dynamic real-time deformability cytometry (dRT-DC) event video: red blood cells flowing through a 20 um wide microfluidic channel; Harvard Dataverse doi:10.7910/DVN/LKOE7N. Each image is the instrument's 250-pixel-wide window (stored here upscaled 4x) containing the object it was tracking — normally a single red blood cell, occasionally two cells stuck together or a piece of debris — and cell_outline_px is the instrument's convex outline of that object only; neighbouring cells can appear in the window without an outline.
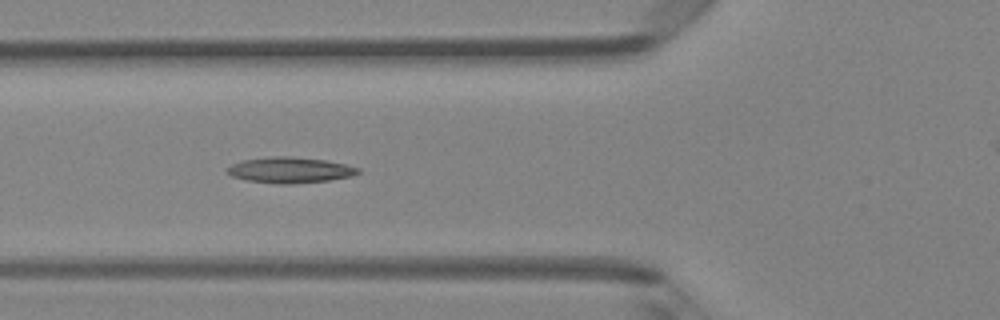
{"species": "Egyptian fruit bat (a non-hibernating species)", "species_latin": "Rousettus aegyptiacus", "temperature_condition": "room temperature", "stored_images_in_passage": 8, "camera_frame_rate_fps": 3000, "um_per_image_px": 0.085, "animal": {"sex": "female"}, "frame": {"image": 1, "passage_image": 6, "time_ms": 1.667, "image_size_px": [1000, 320], "cell_outline_px": [[360, 172], [352, 176], [328, 180], [292, 184], [276, 184], [248, 180], [232, 176], [224, 172], [224, 168], [232, 164], [244, 160], [276, 156], [288, 156], [324, 160], [348, 164], [360, 168]], "centroid_in_image_um": [24.64, 14.46], "position_along_channel_um": 101.2, "area_um2": 19.71}}
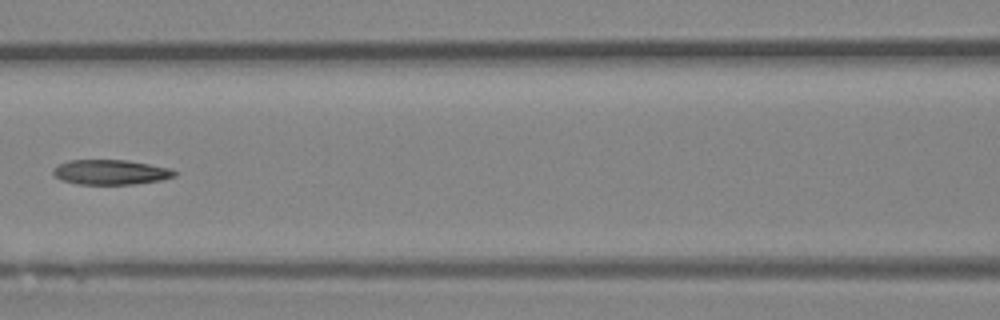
{"frame": {"image": 2, "passage_image": 7, "time_ms": 2.0, "image_size_px": [1000, 320], "cell_outline_px": [[176, 176], [164, 180], [132, 184], [76, 184], [60, 180], [52, 172], [52, 168], [68, 160], [124, 160], [148, 164], [168, 168], [176, 172]], "centroid_in_image_um": [9.38, 14.64], "position_along_channel_um": 157.2, "area_um2": 17.57}}
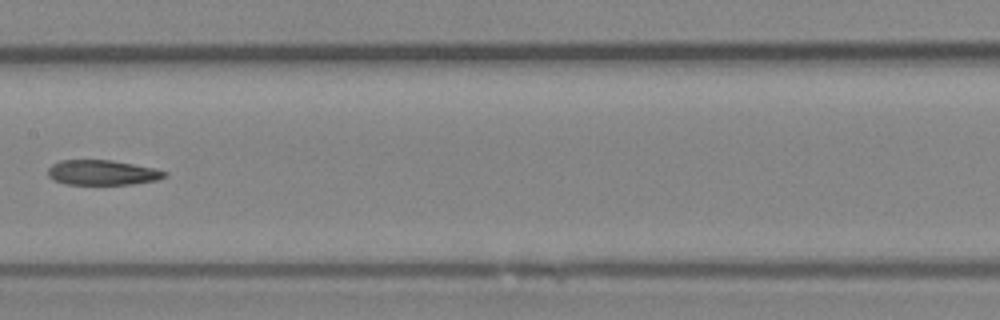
{"frame": {"image": 3, "passage_image": 8, "time_ms": 2.333, "image_size_px": [1000, 320], "cell_outline_px": [[168, 176], [156, 180], [132, 184], [64, 184], [52, 180], [48, 176], [48, 168], [52, 164], [60, 160], [112, 160], [152, 168], [168, 172]], "centroid_in_image_um": [8.66, 14.67], "position_along_channel_um": 198.7, "area_um2": 16.99}}